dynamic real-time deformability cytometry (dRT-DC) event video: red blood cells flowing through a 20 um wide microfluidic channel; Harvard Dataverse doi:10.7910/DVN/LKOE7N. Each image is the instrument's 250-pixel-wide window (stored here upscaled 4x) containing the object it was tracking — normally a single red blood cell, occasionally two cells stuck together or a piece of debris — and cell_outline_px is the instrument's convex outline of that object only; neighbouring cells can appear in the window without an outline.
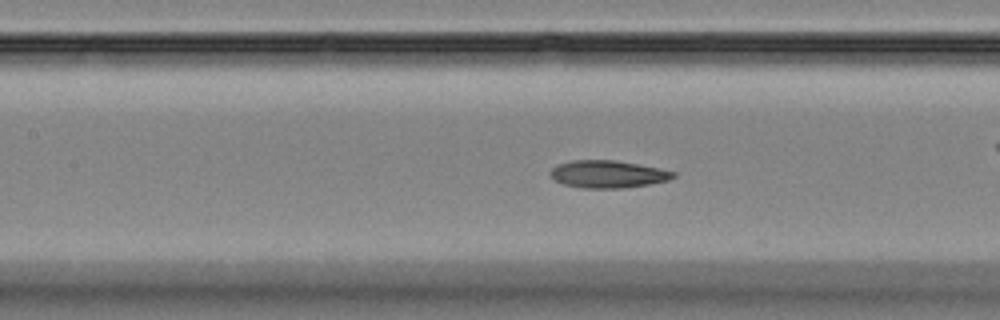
{"species": "Egyptian fruit bat (a non-hibernating species)", "species_latin": "Rousettus aegyptiacus", "temperature_condition": "room temperature", "stored_images_in_passage": 56, "camera_frame_rate_fps": 3000, "um_per_image_px": 0.085, "animal": {"sex": "female"}, "frame": {"image": 1, "passage_image": 25, "time_ms": 8.0, "image_size_px": [1000, 320], "cell_outline_px": [[676, 176], [668, 180], [648, 184], [624, 188], [584, 188], [564, 184], [552, 180], [548, 172], [556, 164], [572, 160], [616, 160], [660, 168], [676, 172]], "centroid_in_image_um": [51.63, 14.79], "position_along_channel_um": 155.8, "area_um2": 19.83}}
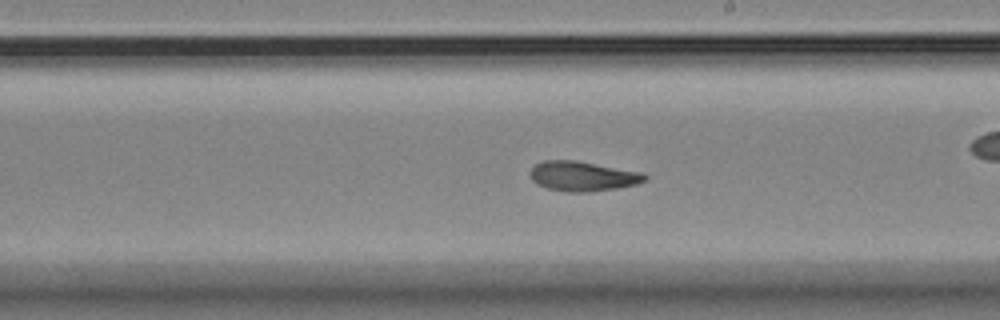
{"frame": {"image": 2, "passage_image": 32, "time_ms": 10.333, "image_size_px": [1000, 320], "cell_outline_px": [[648, 176], [644, 180], [636, 184], [616, 188], [588, 192], [564, 192], [548, 188], [536, 184], [532, 180], [528, 172], [536, 164], [544, 160], [576, 160], [644, 172]], "centroid_in_image_um": [49.51, 14.97], "position_along_channel_um": 239.5, "area_um2": 20.06}, "authors_computed_cell_mechanics": {"area_um2": 20.0566, "velocity_mm_per_s": 3.6005, "shape_relaxation_time_tau1_ms": 5.0523, "shape_relaxation_time_tau2_ms": 2.607, "deformation_change_tau1": 0.1616, "deformation_change_tau2": 0.0879}}